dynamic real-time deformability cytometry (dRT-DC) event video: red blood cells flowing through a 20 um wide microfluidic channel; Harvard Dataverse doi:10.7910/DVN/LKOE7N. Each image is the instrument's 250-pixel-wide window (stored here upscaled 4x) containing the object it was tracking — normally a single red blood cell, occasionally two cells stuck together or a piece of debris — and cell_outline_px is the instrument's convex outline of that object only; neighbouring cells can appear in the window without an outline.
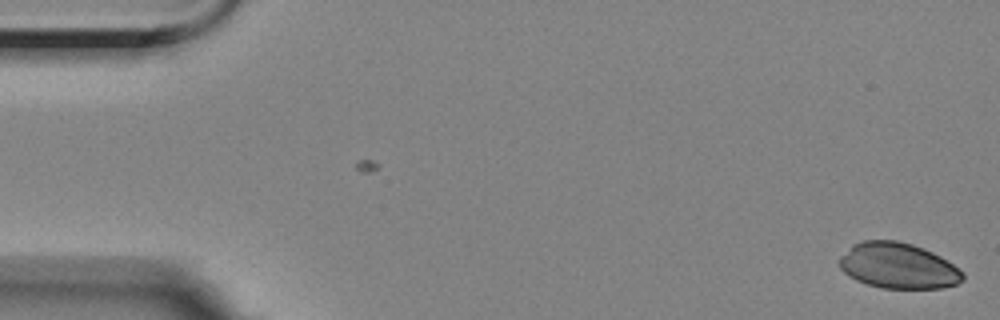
{"species": "Egyptian fruit bat (a non-hibernating species)", "species_latin": "Rousettus aegyptiacus", "temperature_condition": "room temperature", "stored_images_in_passage": 6, "camera_frame_rate_fps": 3000, "um_per_image_px": 0.085, "animal": {"sex": "female"}, "frame": {"image": 1, "passage_image": 6, "time_ms": 1.667, "image_size_px": [1000, 320], "cell_outline_px": [[964, 280], [956, 284], [940, 288], [880, 288], [856, 280], [848, 276], [840, 268], [840, 256], [852, 244], [864, 240], [896, 240], [912, 244], [924, 248], [940, 256], [964, 272]], "centroid_in_image_um": [76.33, 22.58], "position_along_channel_um": 8.7, "area_um2": 32.89}}